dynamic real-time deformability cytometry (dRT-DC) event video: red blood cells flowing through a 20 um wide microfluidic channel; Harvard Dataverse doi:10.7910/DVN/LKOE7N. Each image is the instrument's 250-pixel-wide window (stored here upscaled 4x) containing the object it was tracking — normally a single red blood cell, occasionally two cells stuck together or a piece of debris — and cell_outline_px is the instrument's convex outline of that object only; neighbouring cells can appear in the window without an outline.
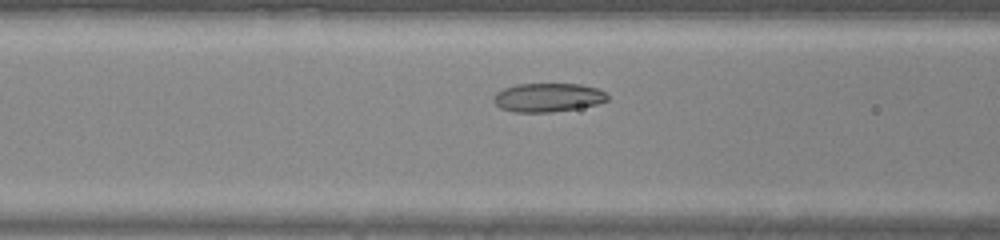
{"species": "common noctule bat (a hibernating species)", "species_latin": "Nyctalus noctula", "temperature_condition": "warm", "stored_images_in_passage": 25, "camera_frame_rate_fps": 3000, "um_per_image_px": 0.085, "animal": {"sex": "male", "body_mass_g": 20.0, "forearm_length_mm": 53.3}, "frame": {"image": 1, "passage_image": 4, "time_ms": 1.0, "image_size_px": [1000, 240], "cell_outline_px": [[608, 100], [596, 104], [576, 108], [552, 112], [512, 112], [500, 108], [492, 100], [492, 96], [496, 92], [504, 88], [516, 84], [580, 84], [596, 88], [604, 92], [608, 96]], "centroid_in_image_um": [46.52, 8.28], "position_along_channel_um": 120.1, "area_um2": 19.07}}
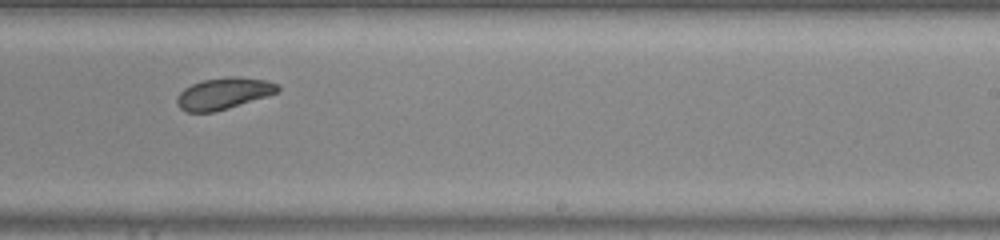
{"frame": {"image": 2, "passage_image": 14, "time_ms": 4.333, "image_size_px": [1000, 240], "cell_outline_px": [[280, 88], [276, 92], [228, 108], [212, 112], [184, 112], [176, 104], [176, 100], [180, 92], [184, 88], [200, 80], [228, 76], [236, 76], [264, 80], [276, 84]], "centroid_in_image_um": [18.92, 7.94], "position_along_channel_um": 270.1, "area_um2": 18.26}}
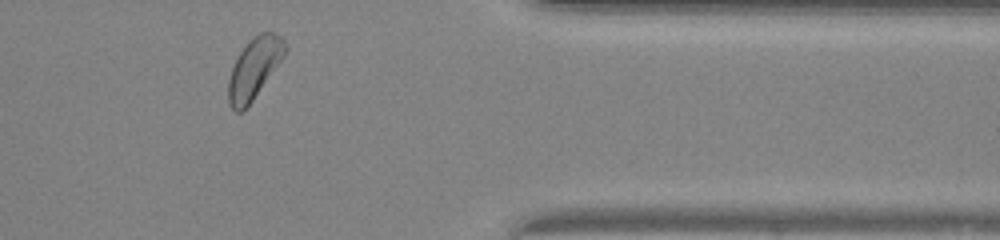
{"frame": {"image": 3, "passage_image": 23, "time_ms": 7.333, "image_size_px": [1000, 240], "cell_outline_px": [[288, 48], [284, 56], [252, 100], [240, 112], [236, 112], [228, 104], [228, 80], [232, 68], [240, 52], [260, 32], [276, 32], [284, 40]], "centroid_in_image_um": [21.62, 5.8], "position_along_channel_um": 389.8, "area_um2": 19.48}}